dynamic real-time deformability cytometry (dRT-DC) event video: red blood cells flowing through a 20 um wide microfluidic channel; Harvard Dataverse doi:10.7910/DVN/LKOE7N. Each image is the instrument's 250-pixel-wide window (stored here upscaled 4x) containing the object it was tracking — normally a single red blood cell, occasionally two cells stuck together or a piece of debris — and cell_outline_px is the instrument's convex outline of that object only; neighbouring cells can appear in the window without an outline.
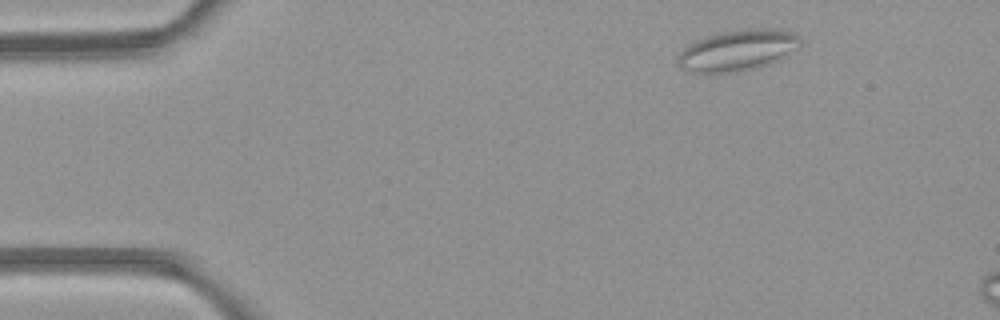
{"species": "common noctule bat (a hibernating species)", "species_latin": "Nyctalus noctula", "temperature_condition": "room temperature", "stored_images_in_passage": 3, "camera_frame_rate_fps": 3000, "um_per_image_px": 0.085, "animal": {"sex": "female", "body_mass_g": 21.9}, "frame": {"image": 1, "passage_image": 1, "time_ms": 0.0, "image_size_px": [1000, 320], "cell_outline_px": [[800, 48], [760, 68], [740, 72], [692, 72], [680, 68], [676, 60], [676, 56], [688, 44], [696, 40], [720, 32], [748, 28], [780, 28], [792, 32], [800, 36]], "centroid_in_image_um": [62.71, 4.27], "position_along_channel_um": 22.3, "area_um2": 29.65}}